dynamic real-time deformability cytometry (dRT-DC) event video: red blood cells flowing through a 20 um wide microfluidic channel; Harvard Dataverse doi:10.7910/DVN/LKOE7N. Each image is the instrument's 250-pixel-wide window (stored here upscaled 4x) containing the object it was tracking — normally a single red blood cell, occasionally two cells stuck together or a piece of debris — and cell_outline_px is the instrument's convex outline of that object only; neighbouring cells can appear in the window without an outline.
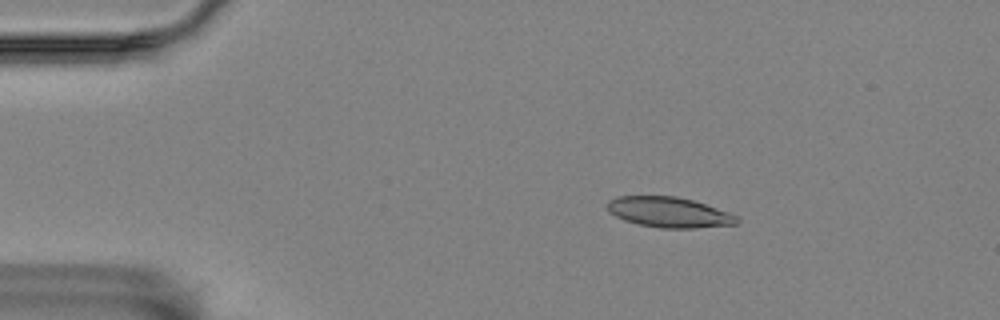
{"species": "Egyptian fruit bat (a non-hibernating species)", "species_latin": "Rousettus aegyptiacus", "temperature_condition": "room temperature", "stored_images_in_passage": 4, "camera_frame_rate_fps": 3000, "um_per_image_px": 0.085, "animal": {"sex": "female"}, "frame": {"image": 1, "passage_image": 2, "time_ms": 0.333, "image_size_px": [1000, 320], "cell_outline_px": [[740, 220], [736, 224], [696, 228], [660, 228], [636, 224], [624, 220], [608, 212], [604, 204], [608, 200], [616, 196], [676, 196], [692, 200], [728, 212], [736, 216]], "centroid_in_image_um": [56.79, 18.04], "position_along_channel_um": 28.2, "area_um2": 23.06}}